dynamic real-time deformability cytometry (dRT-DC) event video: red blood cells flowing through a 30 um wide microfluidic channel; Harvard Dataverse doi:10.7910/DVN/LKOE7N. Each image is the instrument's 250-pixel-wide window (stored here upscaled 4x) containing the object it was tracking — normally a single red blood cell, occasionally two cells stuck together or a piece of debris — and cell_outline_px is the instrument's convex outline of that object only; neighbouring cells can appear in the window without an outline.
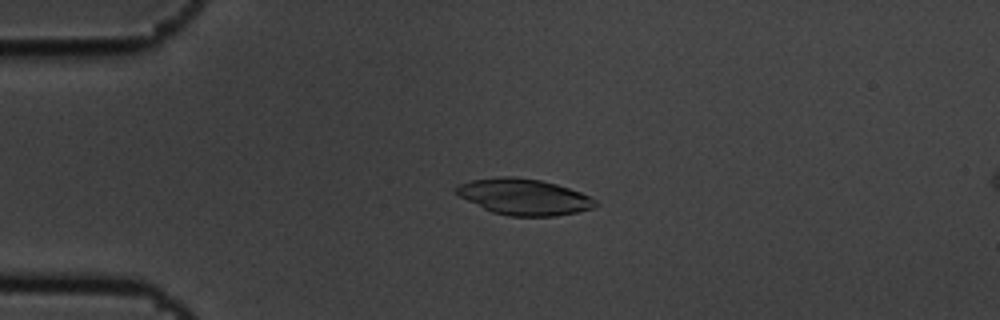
{"species": "common noctule bat (a hibernating species)", "species_latin": "Nyctalus noctula", "temperature_condition": "cold", "stored_images_in_passage": 13, "camera_frame_rate_fps": 3000, "um_per_image_px": 0.085, "animal": {"sex": "male", "body_mass_g": 19.5, "forearm_length_mm": 54.6}, "frame": {"image": 1, "passage_image": 2, "time_ms": 0.333, "image_size_px": [1000, 320], "cell_outline_px": [[596, 204], [592, 208], [576, 212], [556, 216], [508, 216], [492, 212], [460, 196], [452, 188], [460, 184], [472, 180], [500, 176], [512, 176], [540, 180], [556, 184], [580, 192], [596, 200]], "centroid_in_image_um": [44.52, 16.73], "position_along_channel_um": 40.5, "area_um2": 28.96}}
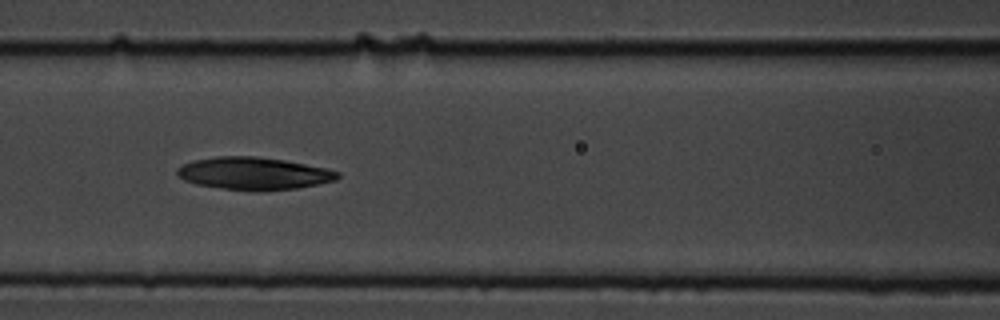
{"frame": {"image": 2, "passage_image": 5, "time_ms": 1.333, "image_size_px": [1000, 320], "cell_outline_px": [[340, 176], [336, 180], [296, 188], [264, 192], [256, 192], [220, 188], [196, 184], [184, 180], [176, 172], [176, 168], [192, 160], [216, 156], [256, 156], [284, 160], [328, 168], [340, 172]], "centroid_in_image_um": [21.57, 14.75], "position_along_channel_um": 145.0, "area_um2": 30.69}}
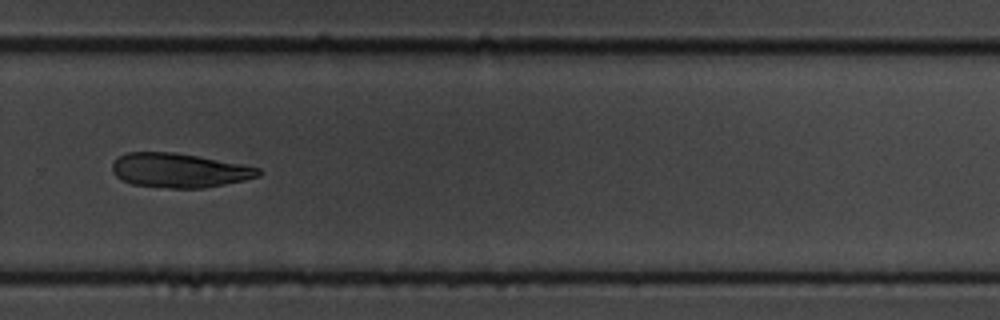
{"frame": {"image": 3, "passage_image": 9, "time_ms": 2.667, "image_size_px": [1000, 320], "cell_outline_px": [[260, 176], [244, 180], [204, 188], [168, 188], [132, 184], [116, 176], [112, 172], [112, 164], [120, 156], [128, 152], [176, 152], [244, 164], [260, 168]], "centroid_in_image_um": [15.26, 14.48], "position_along_channel_um": 314.5, "area_um2": 29.19}}